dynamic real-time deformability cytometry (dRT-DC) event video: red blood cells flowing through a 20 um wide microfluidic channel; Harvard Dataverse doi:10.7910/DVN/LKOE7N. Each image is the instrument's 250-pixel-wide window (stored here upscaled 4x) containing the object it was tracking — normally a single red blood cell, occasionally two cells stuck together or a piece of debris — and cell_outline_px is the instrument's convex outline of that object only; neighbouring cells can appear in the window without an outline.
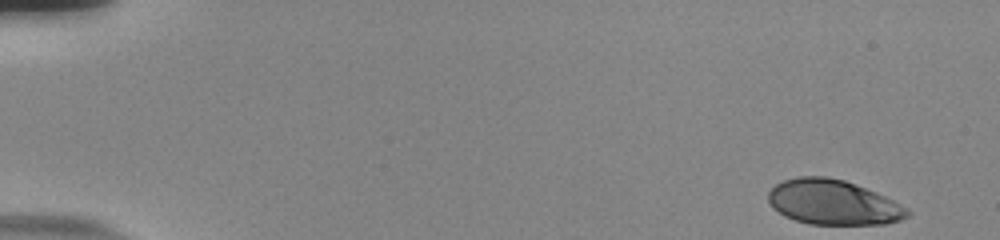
{"species": "human", "species_latin": "Homo sapiens", "temperature_condition": "room temperature", "stored_images_in_passage": 53, "camera_frame_rate_fps": 3000, "um_per_image_px": 0.085, "donor": {"sex": "male"}, "frame": {"image": 1, "passage_image": 1, "time_ms": 0.0, "image_size_px": [1000, 240], "cell_outline_px": [[912, 212], [908, 216], [900, 220], [884, 224], [808, 224], [784, 216], [772, 208], [768, 200], [768, 192], [776, 184], [784, 180], [796, 176], [828, 176], [844, 180], [876, 192], [908, 208]], "centroid_in_image_um": [70.8, 17.19], "position_along_channel_um": 14.2, "area_um2": 36.47}}
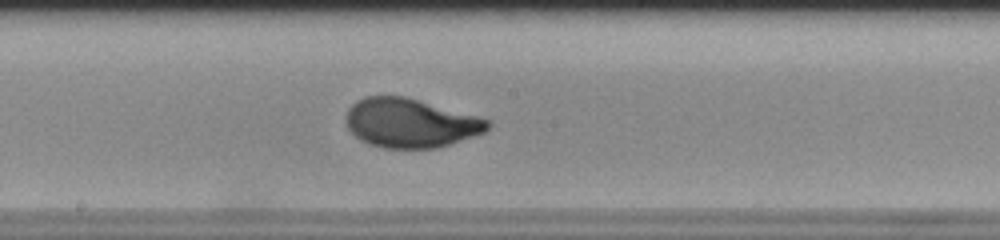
{"frame": {"image": 2, "passage_image": 29, "time_ms": 9.333, "image_size_px": [1000, 240], "cell_outline_px": [[492, 124], [484, 132], [436, 148], [384, 148], [368, 144], [360, 140], [348, 128], [348, 108], [356, 100], [364, 96], [404, 96], [480, 116], [492, 120]], "centroid_in_image_um": [34.9, 10.45], "position_along_channel_um": 213.3, "area_um2": 40.4}}
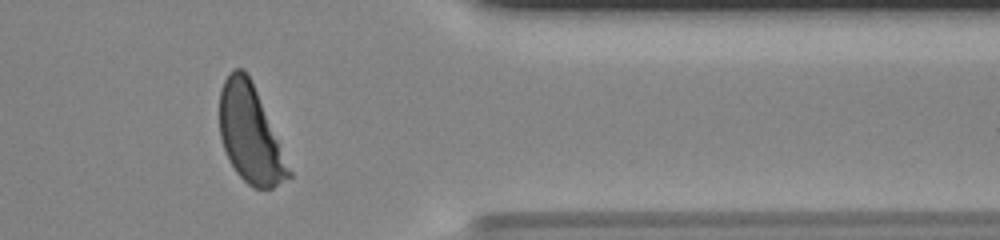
{"frame": {"image": 3, "passage_image": 44, "time_ms": 14.333, "image_size_px": [1000, 240], "cell_outline_px": [[292, 176], [272, 188], [252, 188], [236, 172], [224, 148], [220, 136], [220, 88], [224, 80], [236, 68], [244, 68], [256, 92], [292, 172]], "centroid_in_image_um": [21.25, 11.43], "position_along_channel_um": 390.1, "area_um2": 38.21}, "authors_computed_cell_mechanics": {"area_um2": 39.5352, "velocity_mm_per_s": 3.7707, "shape_relaxation_time_tau1_ms": 2.7069, "shape_relaxation_time_tau2_ms": null, "deformation_change_tau1": 0.1908, "deformation_change_tau2": null}}